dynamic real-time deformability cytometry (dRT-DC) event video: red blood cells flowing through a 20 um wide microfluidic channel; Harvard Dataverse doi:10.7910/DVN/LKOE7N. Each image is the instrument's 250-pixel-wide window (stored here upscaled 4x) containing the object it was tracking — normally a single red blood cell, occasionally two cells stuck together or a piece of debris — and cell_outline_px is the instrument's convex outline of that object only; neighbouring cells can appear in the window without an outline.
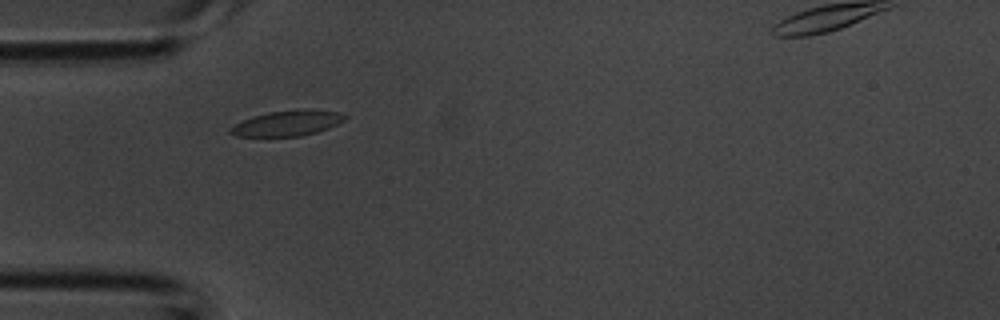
{"species": "common noctule bat (a hibernating species)", "species_latin": "Nyctalus noctula", "temperature_condition": "room temperature", "stored_images_in_passage": 5, "camera_frame_rate_fps": 3000, "um_per_image_px": 0.085, "animal": {"sex": "male", "body_mass_g": 20.1, "forearm_length_mm": 53.5}, "frame": {"image": 1, "passage_image": 4, "time_ms": 1.0, "image_size_px": [1000, 320], "cell_outline_px": [[348, 116], [344, 120], [328, 128], [316, 132], [300, 136], [236, 136], [228, 132], [228, 128], [252, 116], [268, 112], [340, 112]], "centroid_in_image_um": [24.34, 10.52], "position_along_channel_um": 60.7, "area_um2": 15.95}}
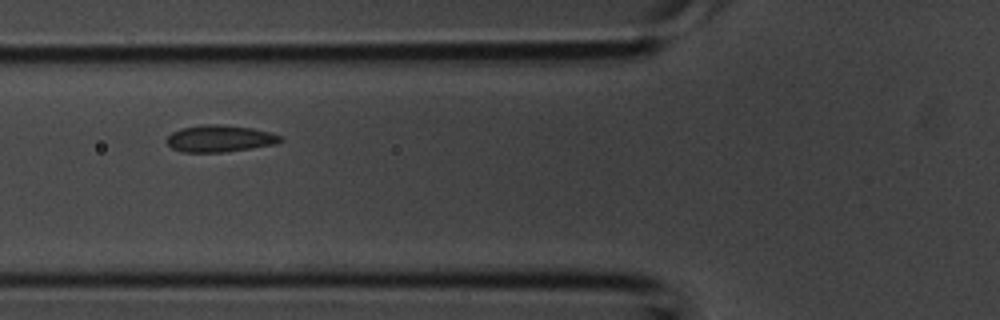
{"frame": {"image": 2, "passage_image": 5, "time_ms": 1.333, "image_size_px": [1000, 320], "cell_outline_px": [[284, 140], [276, 144], [252, 148], [224, 152], [184, 152], [172, 148], [168, 144], [168, 136], [172, 132], [180, 128], [204, 124], [220, 124], [252, 128], [268, 132], [280, 136]], "centroid_in_image_um": [18.68, 11.77], "position_along_channel_um": 107.1, "area_um2": 17.69}}